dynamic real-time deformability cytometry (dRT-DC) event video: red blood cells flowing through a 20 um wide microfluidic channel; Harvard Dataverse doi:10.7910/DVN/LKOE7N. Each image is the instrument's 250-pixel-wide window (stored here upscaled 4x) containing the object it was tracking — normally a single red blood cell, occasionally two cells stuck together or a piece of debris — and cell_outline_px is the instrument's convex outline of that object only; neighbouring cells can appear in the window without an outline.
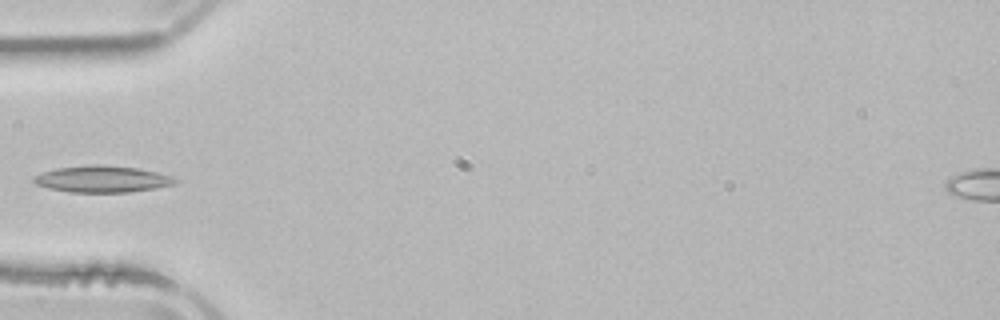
{"species": "common noctule bat (a hibernating species)", "species_latin": "Nyctalus noctula", "temperature_condition": "room temperature", "stored_images_in_passage": 3, "camera_frame_rate_fps": 3000, "um_per_image_px": 0.085, "animal": {"sex": "male", "body_mass_g": 21.5, "forearm_length_mm": 52.0}, "frame": {"image": 1, "passage_image": 3, "time_ms": 3.333, "image_size_px": [1000, 320], "cell_outline_px": [[180, 180], [176, 184], [128, 192], [68, 192], [48, 188], [36, 184], [32, 180], [32, 176], [56, 168], [96, 164], [136, 168], [156, 172], [172, 176]], "centroid_in_image_um": [8.67, 15.22], "position_along_channel_um": 76.3, "area_um2": 21.79}}